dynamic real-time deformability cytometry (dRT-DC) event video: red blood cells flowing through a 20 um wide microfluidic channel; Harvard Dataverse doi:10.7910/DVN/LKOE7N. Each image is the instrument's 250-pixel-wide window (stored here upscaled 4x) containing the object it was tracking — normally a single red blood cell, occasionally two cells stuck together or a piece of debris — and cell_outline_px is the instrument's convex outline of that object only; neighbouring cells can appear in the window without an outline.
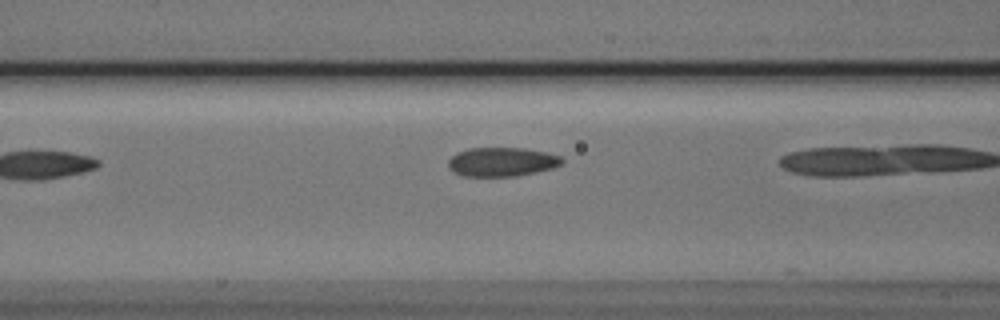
{"species": "Egyptian fruit bat (a non-hibernating species)", "species_latin": "Rousettus aegyptiacus", "temperature_condition": "cold", "stored_images_in_passage": 10, "camera_frame_rate_fps": 3000, "um_per_image_px": 0.085, "animal": {"sex": "male"}, "frame": {"image": 1, "passage_image": 6, "time_ms": 1.667, "image_size_px": [1000, 320], "cell_outline_px": [[564, 160], [560, 164], [552, 168], [536, 172], [516, 176], [460, 176], [452, 172], [448, 168], [448, 160], [456, 152], [468, 148], [524, 148], [544, 152], [560, 156]], "centroid_in_image_um": [42.59, 13.76], "position_along_channel_um": 124.0, "area_um2": 19.31}}